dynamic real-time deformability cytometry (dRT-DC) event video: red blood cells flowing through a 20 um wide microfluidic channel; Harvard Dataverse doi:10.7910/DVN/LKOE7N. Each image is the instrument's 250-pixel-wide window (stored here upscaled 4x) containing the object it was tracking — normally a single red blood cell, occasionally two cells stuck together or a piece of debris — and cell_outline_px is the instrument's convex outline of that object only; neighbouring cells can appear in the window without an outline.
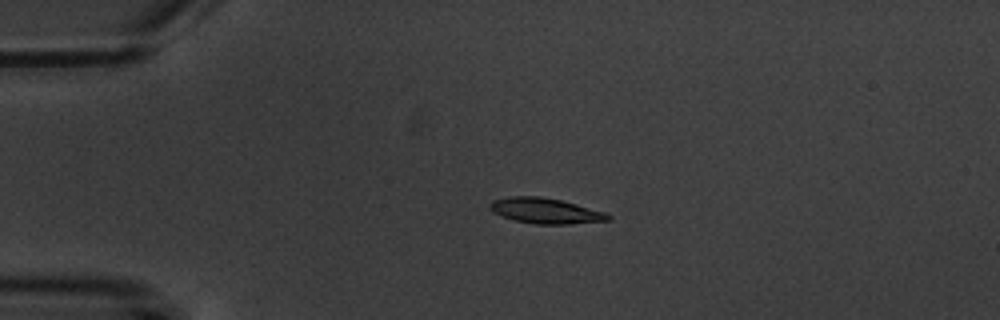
{"species": "common noctule bat (a hibernating species)", "species_latin": "Nyctalus noctula", "temperature_condition": "warm", "stored_images_in_passage": 4, "camera_frame_rate_fps": 3000, "um_per_image_px": 0.085, "animal": {"sex": "male", "body_mass_g": 20.1, "forearm_length_mm": 53.5}, "frame": {"image": 1, "passage_image": 3, "time_ms": 2.333, "image_size_px": [1000, 320], "cell_outline_px": [[612, 216], [608, 220], [568, 224], [536, 224], [516, 220], [492, 212], [488, 208], [488, 204], [492, 200], [508, 196], [540, 196], [560, 200], [576, 204], [604, 212]], "centroid_in_image_um": [46.31, 17.9], "position_along_channel_um": 38.7, "area_um2": 17.4}}